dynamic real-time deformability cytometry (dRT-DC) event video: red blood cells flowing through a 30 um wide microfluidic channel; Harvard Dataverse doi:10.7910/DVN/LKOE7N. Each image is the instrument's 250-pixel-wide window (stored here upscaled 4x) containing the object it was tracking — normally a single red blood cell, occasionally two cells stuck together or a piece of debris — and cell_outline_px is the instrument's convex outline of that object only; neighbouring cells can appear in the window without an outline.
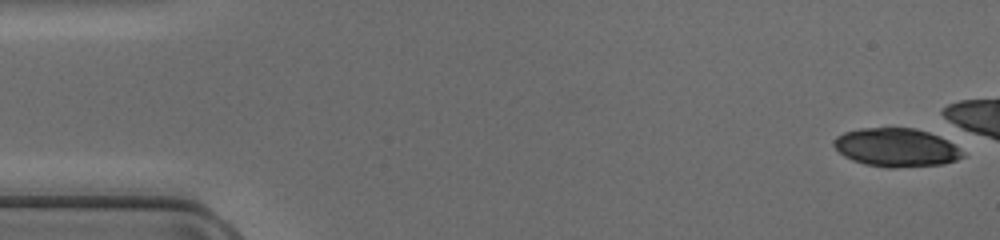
{"species": "common noctule bat (a hibernating species)", "species_latin": "Nyctalus noctula", "temperature_condition": "cold", "stored_images_in_passage": 4, "camera_frame_rate_fps": 3000, "um_per_image_px": 0.085, "animal": {"sex": "female", "body_mass_g": 17.0, "forearm_length_mm": 48.0}, "frame": {"image": 1, "passage_image": 1, "time_ms": 0.0, "image_size_px": [1000, 240], "cell_outline_px": [[964, 156], [956, 160], [944, 164], [896, 168], [888, 168], [864, 164], [852, 160], [844, 156], [832, 144], [832, 140], [836, 136], [844, 132], [860, 128], [916, 128], [940, 136], [948, 140], [964, 152]], "centroid_in_image_um": [76.18, 12.54], "position_along_channel_um": 8.8, "area_um2": 29.13}}